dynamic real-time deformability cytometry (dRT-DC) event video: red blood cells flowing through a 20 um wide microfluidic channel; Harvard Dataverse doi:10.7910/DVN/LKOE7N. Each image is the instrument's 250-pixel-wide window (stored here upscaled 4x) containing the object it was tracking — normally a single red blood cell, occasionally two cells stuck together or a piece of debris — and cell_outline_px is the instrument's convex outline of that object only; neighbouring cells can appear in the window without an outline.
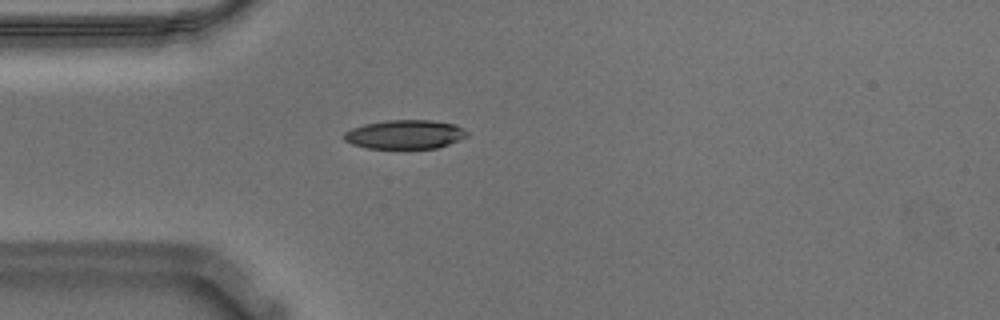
{"species": "Egyptian fruit bat (a non-hibernating species)", "species_latin": "Rousettus aegyptiacus", "temperature_condition": "warm", "stored_images_in_passage": 42, "camera_frame_rate_fps": 3000, "um_per_image_px": 0.085, "animal": {"sex": "male"}, "frame": {"image": 1, "passage_image": 1, "time_ms": 0.0, "image_size_px": [1000, 320], "cell_outline_px": [[468, 136], [448, 144], [436, 148], [368, 148], [352, 144], [344, 140], [344, 132], [352, 128], [364, 124], [388, 120], [432, 120], [456, 124], [468, 132]], "centroid_in_image_um": [34.43, 11.42], "position_along_channel_um": 50.6, "area_um2": 20.69}}
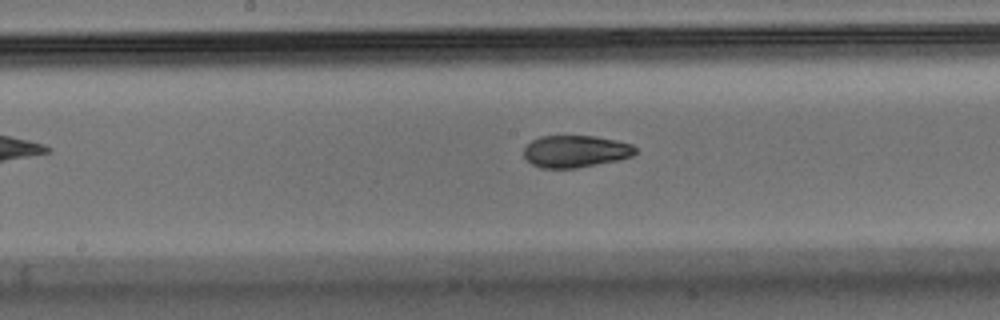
{"frame": {"image": 2, "passage_image": 14, "time_ms": 4.333, "image_size_px": [1000, 320], "cell_outline_px": [[636, 152], [632, 156], [620, 160], [576, 168], [540, 168], [532, 164], [524, 156], [524, 148], [532, 140], [540, 136], [596, 136], [616, 140], [632, 144], [636, 148]], "centroid_in_image_um": [48.93, 12.86], "position_along_channel_um": 199.3, "area_um2": 20.92}}
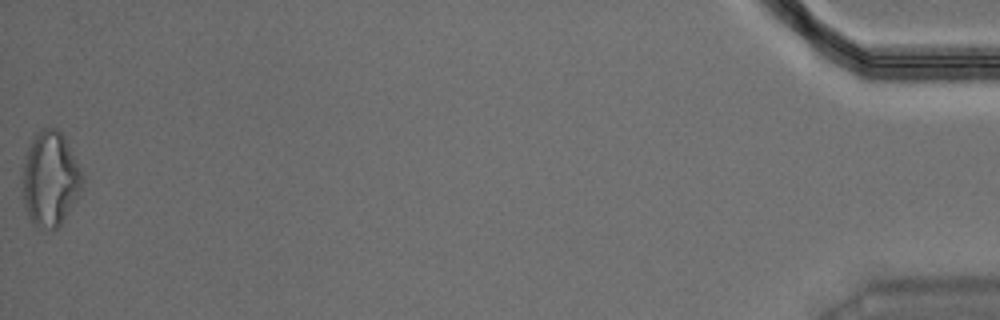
{"frame": {"image": 3, "passage_image": 42, "time_ms": 13.667, "image_size_px": [1000, 320], "cell_outline_px": [[84, 184], [80, 196], [60, 224], [56, 228], [36, 228], [32, 224], [24, 208], [20, 196], [24, 156], [32, 132], [40, 128], [56, 128], [64, 136], [84, 176]], "centroid_in_image_um": [4.22, 15.19], "position_along_channel_um": 431.0, "area_um2": 34.28}, "authors_computed_cell_mechanics": {"area_um2": 21.7617, "velocity_mm_per_s": 3.5787, "shape_relaxation_time_tau1_ms": 5.0394, "shape_relaxation_time_tau2_ms": 1.7674, "deformation_change_tau1": 0.1625, "deformation_change_tau2": 0.0667}}